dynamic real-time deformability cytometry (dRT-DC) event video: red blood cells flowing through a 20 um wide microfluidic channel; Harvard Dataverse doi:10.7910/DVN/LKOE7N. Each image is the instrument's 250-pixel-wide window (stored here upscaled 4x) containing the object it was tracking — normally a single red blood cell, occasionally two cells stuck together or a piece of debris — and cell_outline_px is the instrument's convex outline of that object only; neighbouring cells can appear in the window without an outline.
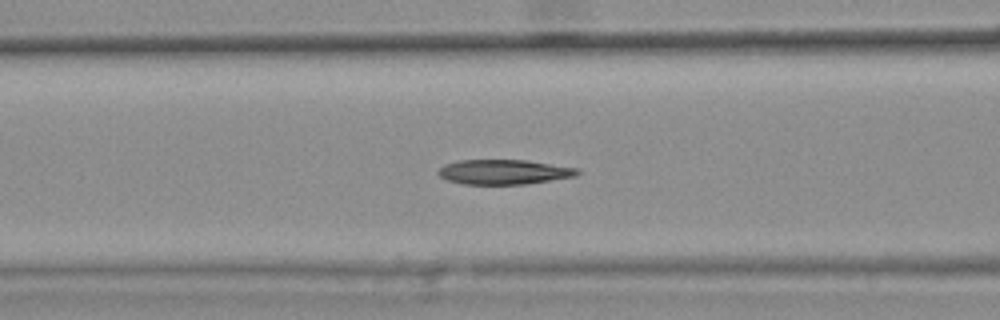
{"species": "common noctule bat (a hibernating species)", "species_latin": "Nyctalus noctula", "temperature_condition": "warm", "stored_images_in_passage": 45, "camera_frame_rate_fps": 3000, "um_per_image_px": 0.085, "animal": {"sex": "female", "body_mass_g": 25.1}, "frame": {"image": 1, "passage_image": 19, "time_ms": 6.0, "image_size_px": [1000, 320], "cell_outline_px": [[580, 172], [576, 176], [524, 184], [464, 184], [448, 180], [440, 176], [436, 172], [444, 164], [460, 160], [528, 160], [580, 168]], "centroid_in_image_um": [42.85, 14.61], "position_along_channel_um": 123.7, "area_um2": 20.11}, "authors_computed_cell_mechanics": {"area_um2": 20.9814, "velocity_mm_per_s": 3.7013, "shape_relaxation_time_tau1_ms": null, "shape_relaxation_time_tau2_ms": 6.1892, "deformation_change_tau1": null, "deformation_change_tau2": 0.1057}}